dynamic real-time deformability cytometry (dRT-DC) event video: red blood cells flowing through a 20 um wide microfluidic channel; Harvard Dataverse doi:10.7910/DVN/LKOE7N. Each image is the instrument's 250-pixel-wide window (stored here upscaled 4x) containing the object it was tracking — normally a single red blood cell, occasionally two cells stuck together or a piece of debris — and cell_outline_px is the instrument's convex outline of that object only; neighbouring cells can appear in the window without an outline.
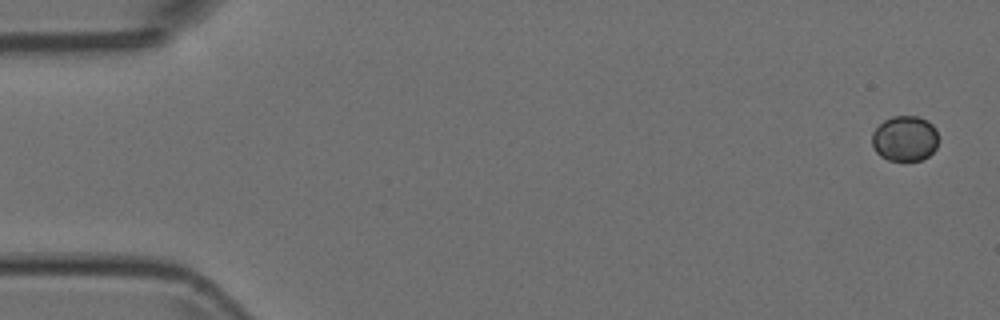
{"species": "Egyptian fruit bat (a non-hibernating species)", "species_latin": "Rousettus aegyptiacus", "temperature_condition": "room temperature", "stored_images_in_passage": 5, "camera_frame_rate_fps": 3000, "um_per_image_px": 0.085, "animal": {"sex": "female"}, "frame": {"image": 1, "passage_image": 1, "time_ms": 0.0, "image_size_px": [1000, 320], "cell_outline_px": [[936, 148], [928, 156], [920, 160], [888, 160], [880, 156], [876, 152], [872, 144], [872, 132], [884, 120], [892, 116], [916, 116], [928, 120], [936, 128]], "centroid_in_image_um": [76.89, 11.76], "position_along_channel_um": 8.1, "area_um2": 17.51}}
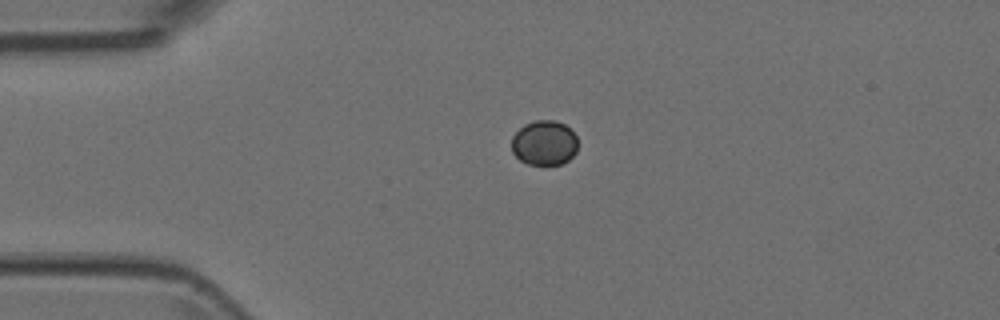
{"frame": {"image": 2, "passage_image": 4, "time_ms": 1.0, "image_size_px": [1000, 320], "cell_outline_px": [[576, 152], [568, 160], [560, 164], [548, 168], [544, 168], [528, 164], [520, 160], [512, 152], [512, 136], [524, 124], [536, 120], [556, 120], [564, 124], [576, 136]], "centroid_in_image_um": [46.25, 12.19], "position_along_channel_um": 38.8, "area_um2": 17.69}}